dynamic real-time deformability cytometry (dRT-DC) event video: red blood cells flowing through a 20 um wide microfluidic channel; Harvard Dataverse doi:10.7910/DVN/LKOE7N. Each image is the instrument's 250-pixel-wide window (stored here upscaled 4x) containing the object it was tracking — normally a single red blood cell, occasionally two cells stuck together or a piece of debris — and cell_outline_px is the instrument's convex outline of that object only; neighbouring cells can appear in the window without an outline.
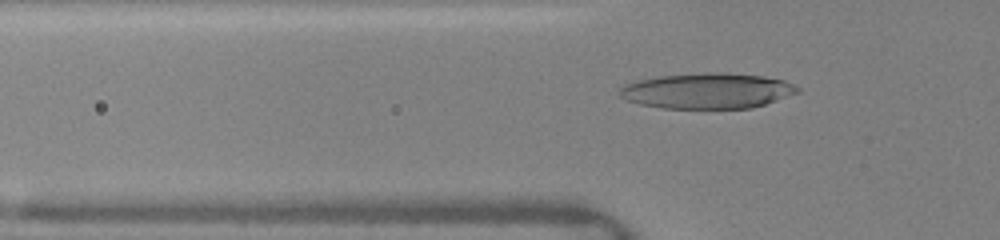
{"species": "human", "species_latin": "Homo sapiens", "temperature_condition": "warm", "stored_images_in_passage": 16, "camera_frame_rate_fps": 3000, "um_per_image_px": 0.085, "donor": {"sex": "female"}, "frame": {"image": 1, "passage_image": 14, "time_ms": 5.333, "image_size_px": [1000, 240], "cell_outline_px": [[800, 92], [752, 108], [664, 108], [640, 104], [624, 100], [620, 96], [620, 88], [624, 84], [636, 80], [660, 76], [716, 72], [724, 72], [764, 76], [784, 80], [800, 88]], "centroid_in_image_um": [60.11, 7.72], "position_along_channel_um": 65.7, "area_um2": 36.76}}